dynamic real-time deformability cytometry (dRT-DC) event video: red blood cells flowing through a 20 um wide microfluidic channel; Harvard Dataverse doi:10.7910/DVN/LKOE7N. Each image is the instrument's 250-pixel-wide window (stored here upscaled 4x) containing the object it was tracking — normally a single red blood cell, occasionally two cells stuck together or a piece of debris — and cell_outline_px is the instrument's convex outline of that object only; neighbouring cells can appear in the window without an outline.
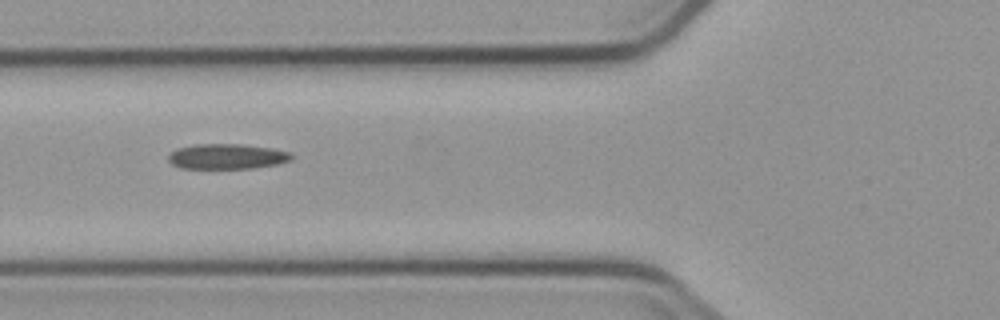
{"species": "common noctule bat (a hibernating species)", "species_latin": "Nyctalus noctula", "temperature_condition": "cold", "stored_images_in_passage": 4, "camera_frame_rate_fps": 3000, "um_per_image_px": 0.085, "animal": {"sex": "male", "body_mass_g": 23.1, "forearm_length_mm": 52.7}, "frame": {"image": 1, "passage_image": 4, "time_ms": 3.333, "image_size_px": [1000, 320], "cell_outline_px": [[292, 156], [288, 160], [276, 164], [252, 168], [184, 168], [172, 164], [168, 160], [168, 156], [176, 148], [196, 144], [240, 144], [268, 148], [288, 152]], "centroid_in_image_um": [19.22, 13.29], "position_along_channel_um": 106.6, "area_um2": 17.69}}